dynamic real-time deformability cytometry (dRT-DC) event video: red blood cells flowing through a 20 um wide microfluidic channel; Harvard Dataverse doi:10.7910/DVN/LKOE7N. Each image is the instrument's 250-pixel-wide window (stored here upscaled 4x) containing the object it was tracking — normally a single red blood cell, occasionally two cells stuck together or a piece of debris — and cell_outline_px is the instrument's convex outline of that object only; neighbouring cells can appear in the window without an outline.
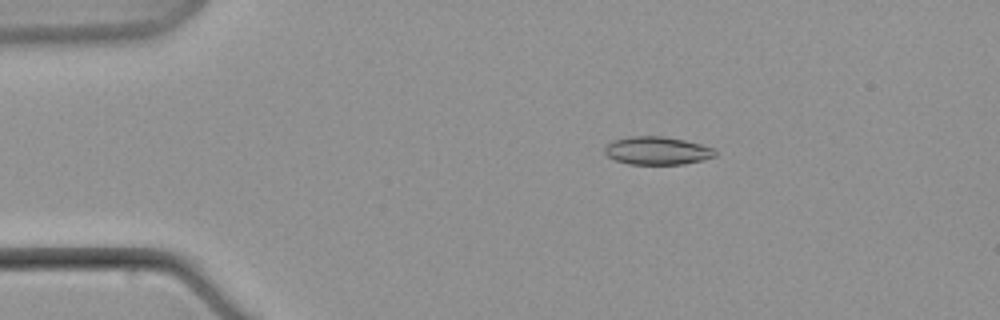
{"species": "common noctule bat (a hibernating species)", "species_latin": "Nyctalus noctula", "temperature_condition": "warm", "stored_images_in_passage": 8, "camera_frame_rate_fps": 3000, "um_per_image_px": 0.085, "animal": {"sex": "male", "body_mass_g": 21.5, "forearm_length_mm": 52.0}, "frame": {"image": 1, "passage_image": 4, "time_ms": 3.667, "image_size_px": [1000, 320], "cell_outline_px": [[716, 156], [704, 160], [684, 164], [628, 164], [616, 160], [608, 156], [604, 152], [604, 148], [612, 140], [632, 136], [664, 136], [684, 140], [700, 144], [712, 148], [716, 152]], "centroid_in_image_um": [55.86, 12.81], "position_along_channel_um": 29.1, "area_um2": 18.03}}
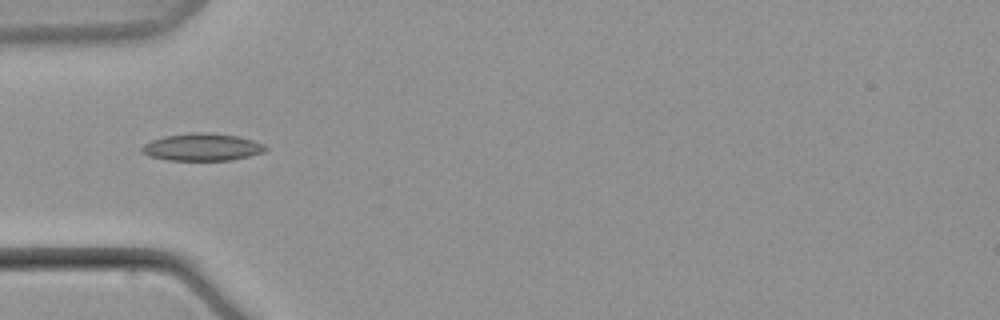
{"frame": {"image": 2, "passage_image": 7, "time_ms": 7.333, "image_size_px": [1000, 320], "cell_outline_px": [[268, 148], [264, 152], [232, 160], [168, 160], [148, 156], [140, 148], [144, 144], [152, 140], [164, 136], [192, 132], [208, 132], [236, 136], [252, 140], [264, 144]], "centroid_in_image_um": [17.18, 12.5], "position_along_channel_um": 67.8, "area_um2": 19.65}}